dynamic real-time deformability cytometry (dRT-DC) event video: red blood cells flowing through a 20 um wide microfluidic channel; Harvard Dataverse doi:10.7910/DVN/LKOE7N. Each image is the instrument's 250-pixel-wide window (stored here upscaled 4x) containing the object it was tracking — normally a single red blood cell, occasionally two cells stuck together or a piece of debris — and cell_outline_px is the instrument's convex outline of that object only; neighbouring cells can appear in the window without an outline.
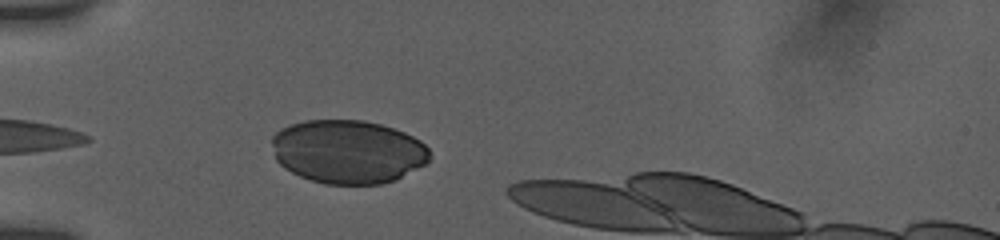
{"species": "human", "species_latin": "Homo sapiens", "temperature_condition": "room temperature", "stored_images_in_passage": 25, "camera_frame_rate_fps": 3000, "um_per_image_px": 0.085, "donor": {"sex": "female"}, "frame": {"image": 1, "passage_image": 1, "time_ms": 0.0, "image_size_px": [1000, 240], "cell_outline_px": [[428, 160], [424, 164], [396, 180], [380, 184], [324, 184], [300, 176], [284, 168], [276, 160], [272, 144], [272, 136], [280, 128], [288, 124], [304, 120], [364, 120], [380, 124], [404, 132], [420, 140], [428, 148]], "centroid_in_image_um": [29.54, 12.88], "position_along_channel_um": 55.5, "area_um2": 58.55}}
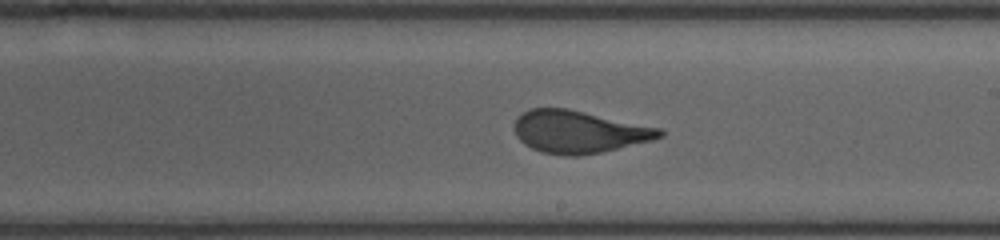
{"frame": {"image": 2, "passage_image": 13, "time_ms": 4.0, "image_size_px": [1000, 240], "cell_outline_px": [[664, 136], [652, 140], [600, 152], [580, 156], [564, 156], [540, 152], [524, 144], [516, 136], [512, 128], [516, 116], [528, 108], [568, 108], [660, 128], [664, 132]], "centroid_in_image_um": [49.13, 11.2], "position_along_channel_um": 239.9, "area_um2": 36.18}}
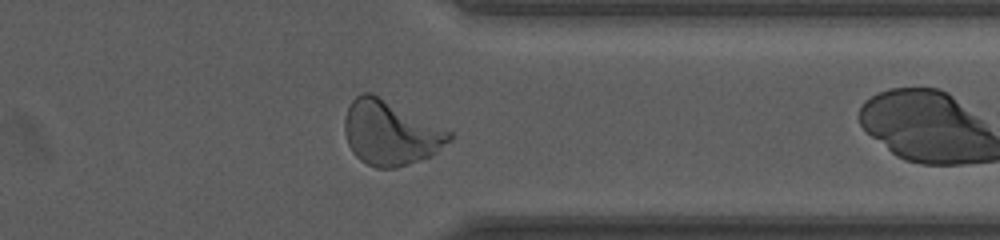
{"frame": {"image": 3, "passage_image": 24, "time_ms": 7.667, "image_size_px": [1000, 240], "cell_outline_px": [[452, 140], [432, 156], [396, 168], [376, 168], [360, 160], [352, 152], [348, 144], [344, 132], [344, 116], [352, 100], [356, 96], [364, 92], [372, 92], [452, 132]], "centroid_in_image_um": [33.17, 11.3], "position_along_channel_um": 378.2, "area_um2": 39.48}}